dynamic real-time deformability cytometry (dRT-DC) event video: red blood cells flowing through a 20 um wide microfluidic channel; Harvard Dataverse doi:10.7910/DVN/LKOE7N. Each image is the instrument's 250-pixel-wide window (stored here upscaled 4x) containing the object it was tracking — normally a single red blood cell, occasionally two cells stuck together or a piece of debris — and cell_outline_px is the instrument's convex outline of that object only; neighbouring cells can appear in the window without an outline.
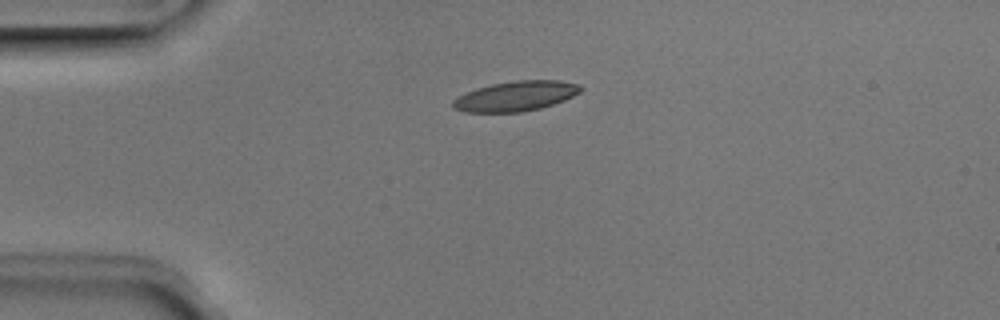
{"species": "Egyptian fruit bat (a non-hibernating species)", "species_latin": "Rousettus aegyptiacus", "temperature_condition": "room temperature", "stored_images_in_passage": 4, "camera_frame_rate_fps": 3000, "um_per_image_px": 0.085, "animal": {"sex": "male"}, "frame": {"image": 1, "passage_image": 1, "time_ms": 0.0, "image_size_px": [1000, 320], "cell_outline_px": [[584, 88], [580, 92], [564, 100], [540, 108], [520, 112], [464, 112], [452, 108], [452, 100], [476, 88], [492, 84], [516, 80], [560, 80], [580, 84]], "centroid_in_image_um": [43.85, 8.16], "position_along_channel_um": 41.1, "area_um2": 22.25}}
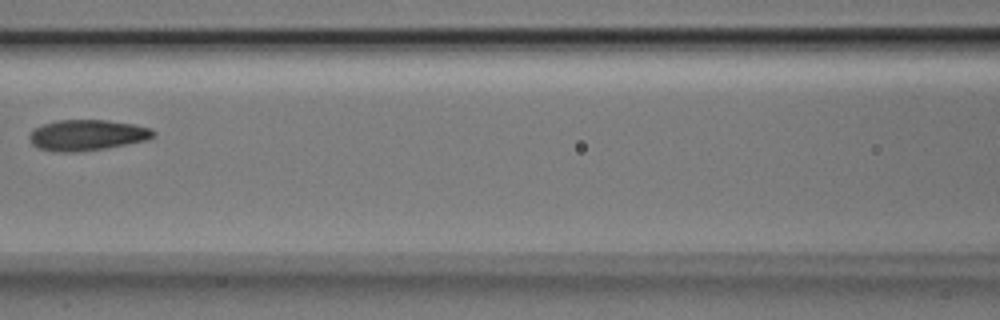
{"frame": {"image": 2, "passage_image": 4, "time_ms": 1.0, "image_size_px": [1000, 320], "cell_outline_px": [[156, 136], [148, 140], [128, 144], [80, 152], [60, 152], [40, 148], [32, 144], [28, 140], [28, 136], [32, 128], [56, 120], [108, 120], [132, 124], [152, 128], [156, 132]], "centroid_in_image_um": [7.41, 11.48], "position_along_channel_um": 159.2, "area_um2": 22.48}}